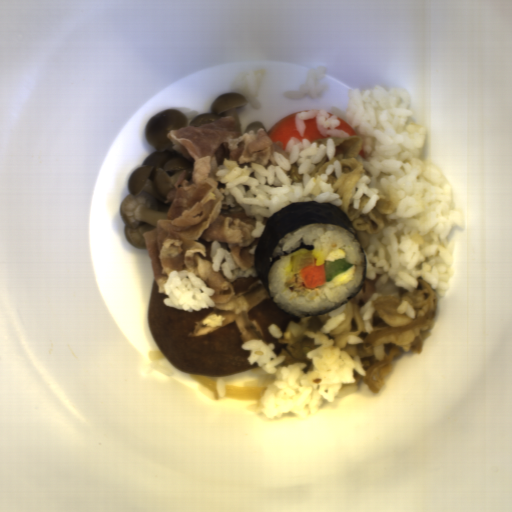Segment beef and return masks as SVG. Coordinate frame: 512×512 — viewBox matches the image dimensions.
Listing matches in <instances>:
<instances>
[{"label":"beef","mask_w":512,"mask_h":512,"mask_svg":"<svg viewBox=\"0 0 512 512\" xmlns=\"http://www.w3.org/2000/svg\"><path fill=\"white\" fill-rule=\"evenodd\" d=\"M166 137L173 148L193 162L186 180L183 170L166 196V219L158 220L145 234L146 249L158 292L172 271H190L211 289L215 311L239 314L249 304L233 290L228 278L213 269L211 244L219 242L243 270L255 265L260 238L252 237L257 221L240 212H223L220 184L210 177V165L232 160L243 165L273 166L278 152L288 160L284 143L270 138L265 127L241 135L235 118L225 115L214 121L171 129Z\"/></svg>","instance_id":"beef-1"},{"label":"beef","mask_w":512,"mask_h":512,"mask_svg":"<svg viewBox=\"0 0 512 512\" xmlns=\"http://www.w3.org/2000/svg\"><path fill=\"white\" fill-rule=\"evenodd\" d=\"M327 139L334 140L336 153L330 161L324 158L314 165L310 176L318 178L324 174L329 165H333L336 160L340 161L341 172L338 175L328 176L327 180L342 200L341 209L348 217L356 232L375 235L379 234L385 225L387 216L396 212V206L388 199H379L371 210L362 213V209L368 203L370 195L362 194L357 209L350 208L351 197L363 177L365 167L358 161L357 156L365 145L362 136L349 137H320L312 142L318 145L327 144Z\"/></svg>","instance_id":"beef-3"},{"label":"beef","mask_w":512,"mask_h":512,"mask_svg":"<svg viewBox=\"0 0 512 512\" xmlns=\"http://www.w3.org/2000/svg\"><path fill=\"white\" fill-rule=\"evenodd\" d=\"M383 274L366 279L361 291L344 304L345 320L327 333L335 348L359 361L363 382L374 393L392 373L403 352L422 353L438 309V295L420 275L414 290L382 281Z\"/></svg>","instance_id":"beef-2"}]
</instances>
